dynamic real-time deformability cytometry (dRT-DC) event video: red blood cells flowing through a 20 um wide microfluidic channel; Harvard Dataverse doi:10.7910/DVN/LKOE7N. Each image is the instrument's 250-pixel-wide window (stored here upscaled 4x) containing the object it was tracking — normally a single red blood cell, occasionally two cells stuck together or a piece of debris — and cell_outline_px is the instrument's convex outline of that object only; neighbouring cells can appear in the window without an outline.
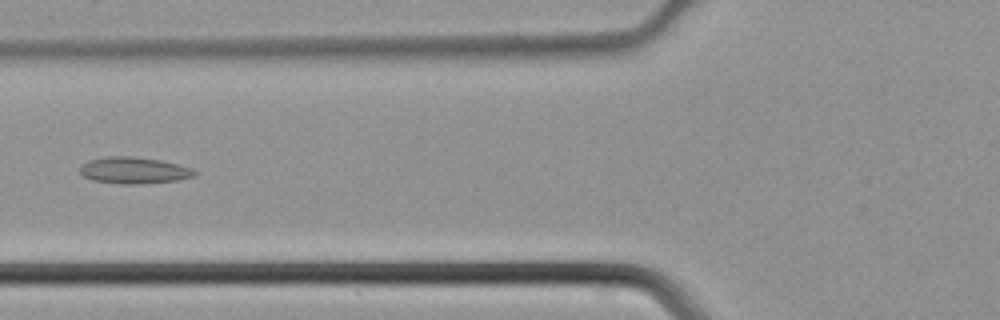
{"species": "common noctule bat (a hibernating species)", "species_latin": "Nyctalus noctula", "temperature_condition": "cold", "stored_images_in_passage": 44, "camera_frame_rate_fps": 3000, "um_per_image_px": 0.085, "animal": {"sex": "male", "body_mass_g": 21.5, "forearm_length_mm": 52.0}, "frame": {"image": 1, "passage_image": 17, "time_ms": 5.333, "image_size_px": [1000, 320], "cell_outline_px": [[196, 172], [192, 176], [180, 180], [144, 184], [120, 184], [92, 180], [84, 176], [80, 172], [80, 168], [88, 160], [108, 156], [132, 156], [160, 160], [192, 168]], "centroid_in_image_um": [11.38, 14.49], "position_along_channel_um": 114.4, "area_um2": 17.69}}
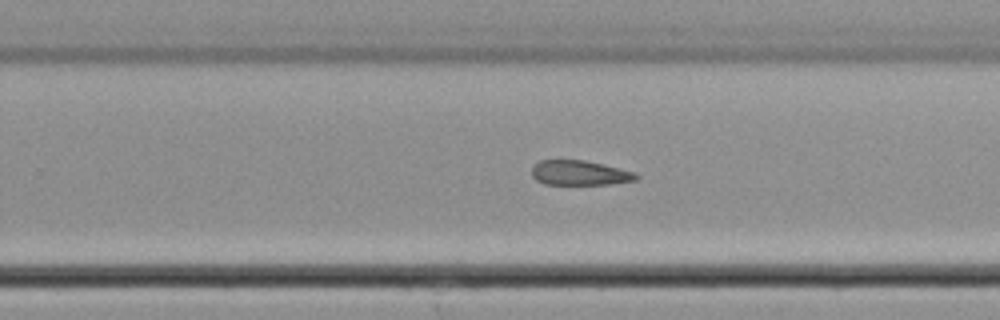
{"frame": {"image": 2, "passage_image": 28, "time_ms": 9.0, "image_size_px": [1000, 320], "cell_outline_px": [[640, 176], [636, 180], [608, 184], [544, 184], [536, 180], [532, 176], [532, 164], [540, 160], [584, 160], [604, 164], [636, 172]], "centroid_in_image_um": [49.27, 14.69], "position_along_channel_um": 280.5, "area_um2": 15.2}}
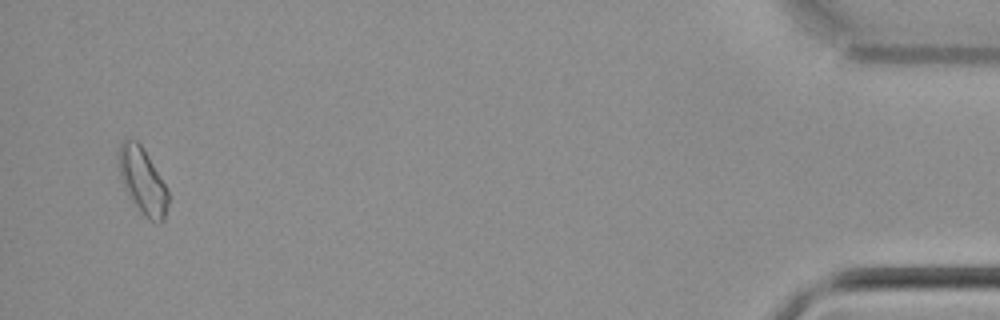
{"frame": {"image": 3, "passage_image": 43, "time_ms": 14.0, "image_size_px": [1000, 320], "cell_outline_px": [[168, 204], [164, 220], [160, 224], [148, 220], [140, 212], [132, 200], [120, 176], [116, 156], [116, 152], [120, 144], [124, 140], [136, 140], [140, 144], [164, 184], [168, 192]], "centroid_in_image_um": [12.09, 15.4], "position_along_channel_um": 423.1, "area_um2": 18.79}}